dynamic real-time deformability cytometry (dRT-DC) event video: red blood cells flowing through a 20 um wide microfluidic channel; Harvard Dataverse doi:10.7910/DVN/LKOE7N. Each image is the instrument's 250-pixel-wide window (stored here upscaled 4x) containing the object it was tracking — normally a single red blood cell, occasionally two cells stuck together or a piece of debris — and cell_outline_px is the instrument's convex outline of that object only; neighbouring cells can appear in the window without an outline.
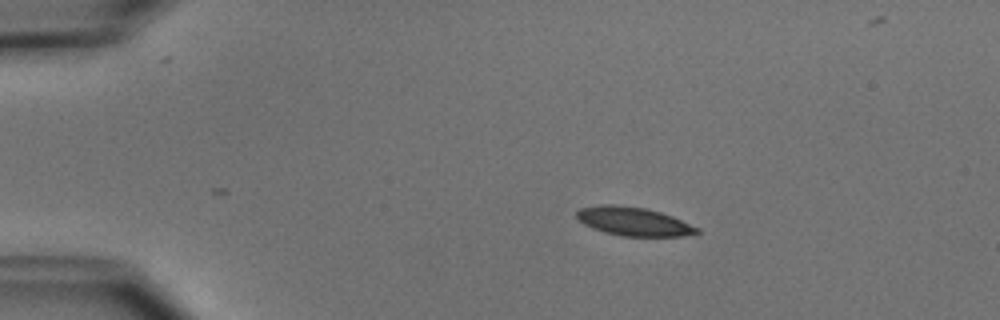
{"species": "common noctule bat (a hibernating species)", "species_latin": "Nyctalus noctula", "temperature_condition": "cold", "stored_images_in_passage": 6, "camera_frame_rate_fps": 3000, "um_per_image_px": 0.085, "animal": {"sex": "male", "body_mass_g": 15.6}, "frame": {"image": 1, "passage_image": 1, "time_ms": 0.0, "image_size_px": [1000, 320], "cell_outline_px": [[700, 232], [684, 236], [624, 236], [604, 232], [592, 228], [584, 224], [576, 216], [576, 212], [580, 208], [604, 204], [616, 204], [644, 208], [660, 212], [672, 216], [700, 228]], "centroid_in_image_um": [53.86, 18.82], "position_along_channel_um": 31.1, "area_um2": 20.0}}
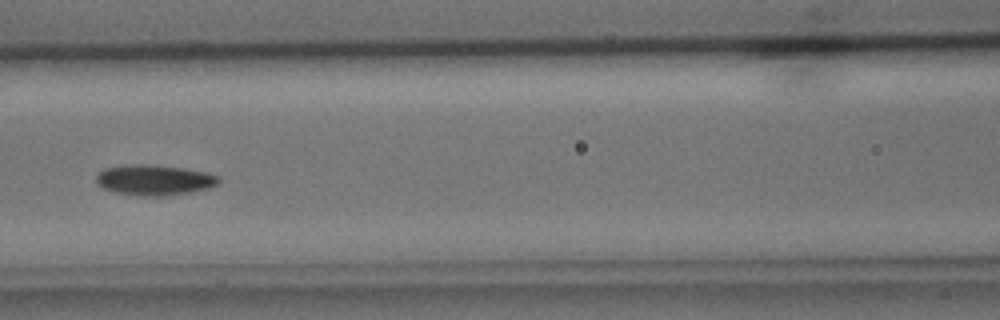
{"frame": {"image": 2, "passage_image": 5, "time_ms": 4.667, "image_size_px": [1000, 320], "cell_outline_px": [[220, 180], [216, 184], [208, 188], [192, 192], [164, 196], [140, 196], [116, 192], [104, 188], [96, 184], [96, 176], [104, 168], [128, 164], [144, 164], [184, 168], [208, 172], [220, 176]], "centroid_in_image_um": [13.12, 15.3], "position_along_channel_um": 153.5, "area_um2": 21.85}}
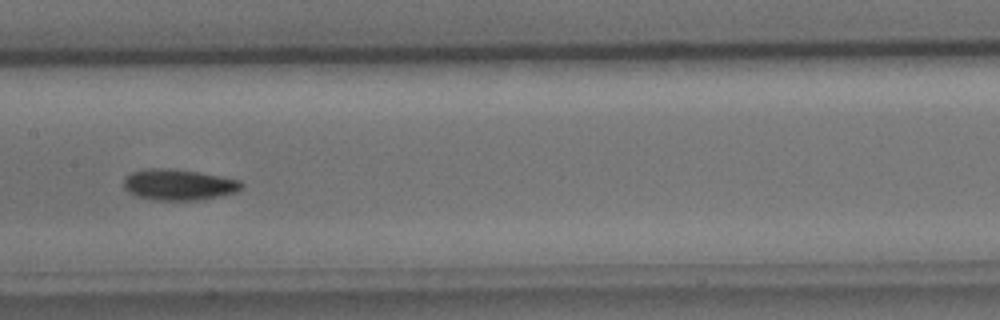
{"frame": {"image": 3, "passage_image": 6, "time_ms": 5.667, "image_size_px": [1000, 320], "cell_outline_px": [[244, 188], [236, 192], [220, 196], [200, 200], [152, 200], [136, 196], [128, 192], [124, 188], [124, 176], [132, 172], [144, 168], [172, 168], [200, 172], [240, 180], [244, 184]], "centroid_in_image_um": [15.18, 15.69], "position_along_channel_um": 192.2, "area_um2": 21.68}}